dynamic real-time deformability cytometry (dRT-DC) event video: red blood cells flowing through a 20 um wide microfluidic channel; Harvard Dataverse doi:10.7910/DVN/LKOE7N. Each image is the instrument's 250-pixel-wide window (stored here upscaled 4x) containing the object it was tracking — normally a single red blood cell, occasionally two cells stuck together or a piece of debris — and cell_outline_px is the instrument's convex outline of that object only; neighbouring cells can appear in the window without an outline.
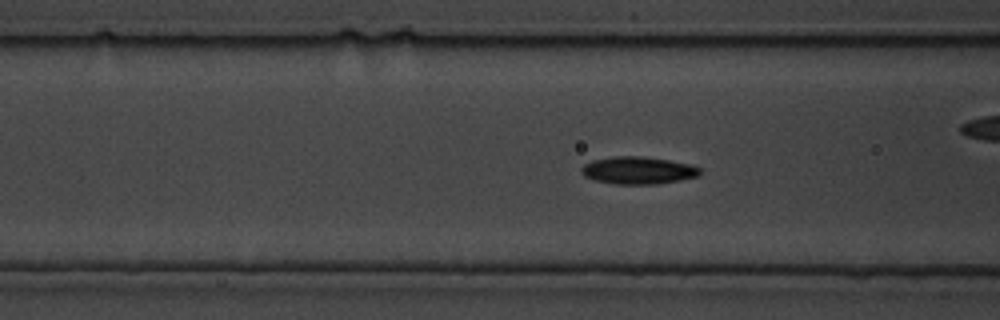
{"species": "common noctule bat (a hibernating species)", "species_latin": "Nyctalus noctula", "temperature_condition": "cold", "stored_images_in_passage": 92, "camera_frame_rate_fps": 3000, "um_per_image_px": 0.085, "animal": {"sex": "male", "body_mass_g": 19.5, "forearm_length_mm": 54.6}, "frame": {"image": 1, "passage_image": 23, "time_ms": 7.333, "image_size_px": [1000, 320], "cell_outline_px": [[700, 176], [680, 180], [656, 184], [612, 184], [596, 180], [584, 176], [580, 172], [580, 168], [584, 164], [592, 160], [612, 156], [640, 156], [668, 160], [692, 164], [700, 168]], "centroid_in_image_um": [54.22, 14.48], "position_along_channel_um": 112.4, "area_um2": 19.07}}
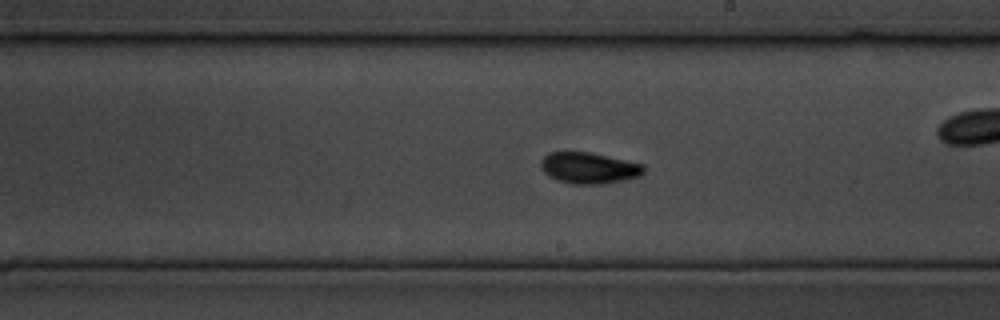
{"frame": {"image": 2, "passage_image": 44, "time_ms": 14.333, "image_size_px": [1000, 320], "cell_outline_px": [[644, 172], [640, 176], [624, 180], [604, 184], [572, 184], [556, 180], [548, 176], [540, 168], [540, 160], [548, 152], [592, 152], [644, 164]], "centroid_in_image_um": [50.04, 14.28], "position_along_channel_um": 239.0, "area_um2": 19.02}}
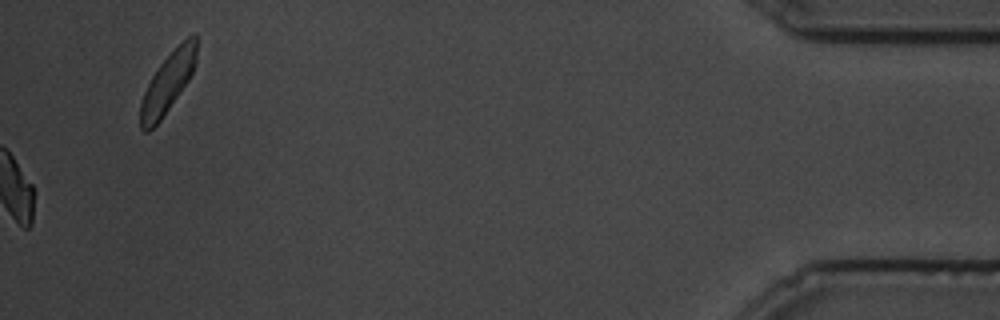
{"frame": {"image": 3, "passage_image": 92, "time_ms": 30.333, "image_size_px": [1000, 320], "cell_outline_px": [[196, 64], [188, 80], [160, 120], [148, 132], [144, 132], [140, 128], [140, 104], [144, 92], [152, 76], [160, 64], [188, 36], [196, 36]], "centroid_in_image_um": [14.23, 7.07], "position_along_channel_um": 421.0, "area_um2": 18.96}}